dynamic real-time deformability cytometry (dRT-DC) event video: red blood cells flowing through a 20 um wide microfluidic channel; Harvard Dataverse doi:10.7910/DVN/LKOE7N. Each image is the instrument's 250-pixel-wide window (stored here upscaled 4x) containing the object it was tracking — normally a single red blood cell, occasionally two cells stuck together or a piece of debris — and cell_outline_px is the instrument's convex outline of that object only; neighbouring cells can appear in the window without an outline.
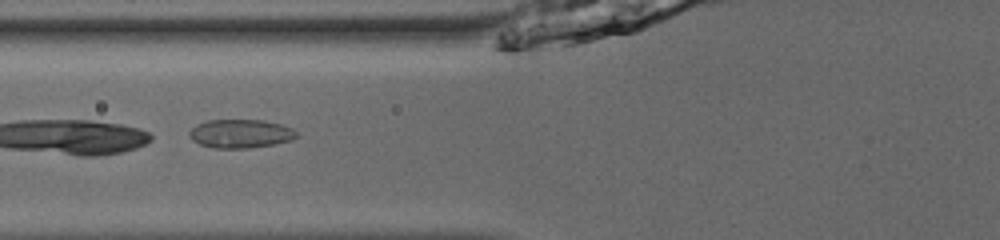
{"species": "common noctule bat (a hibernating species)", "species_latin": "Nyctalus noctula", "temperature_condition": "room temperature", "stored_images_in_passage": 16, "camera_frame_rate_fps": 3000, "um_per_image_px": 0.085, "animal": {"sex": "male", "body_mass_g": 13.0, "forearm_length_mm": 53.1}, "frame": {"image": 1, "passage_image": 7, "time_ms": 2.0, "image_size_px": [1000, 240], "cell_outline_px": [[300, 136], [292, 140], [272, 144], [248, 148], [212, 148], [200, 144], [192, 140], [188, 136], [188, 132], [196, 124], [208, 120], [264, 120], [280, 124], [292, 128]], "centroid_in_image_um": [20.43, 11.36], "position_along_channel_um": 105.4, "area_um2": 17.98}}
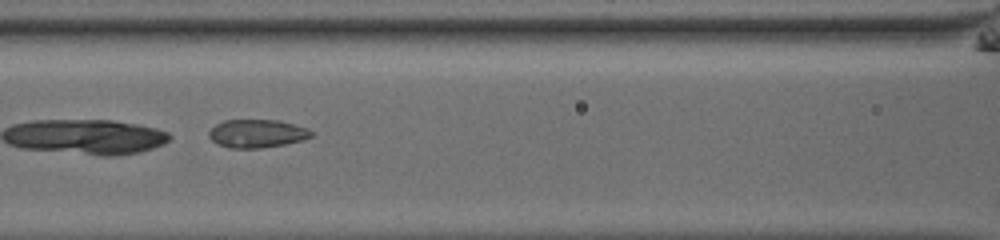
{"frame": {"image": 2, "passage_image": 10, "time_ms": 3.0, "image_size_px": [1000, 240], "cell_outline_px": [[312, 136], [304, 140], [284, 144], [260, 148], [228, 148], [212, 140], [208, 136], [208, 132], [216, 124], [224, 120], [280, 120], [308, 128], [312, 132]], "centroid_in_image_um": [21.86, 11.34], "position_along_channel_um": 144.7, "area_um2": 16.82}}